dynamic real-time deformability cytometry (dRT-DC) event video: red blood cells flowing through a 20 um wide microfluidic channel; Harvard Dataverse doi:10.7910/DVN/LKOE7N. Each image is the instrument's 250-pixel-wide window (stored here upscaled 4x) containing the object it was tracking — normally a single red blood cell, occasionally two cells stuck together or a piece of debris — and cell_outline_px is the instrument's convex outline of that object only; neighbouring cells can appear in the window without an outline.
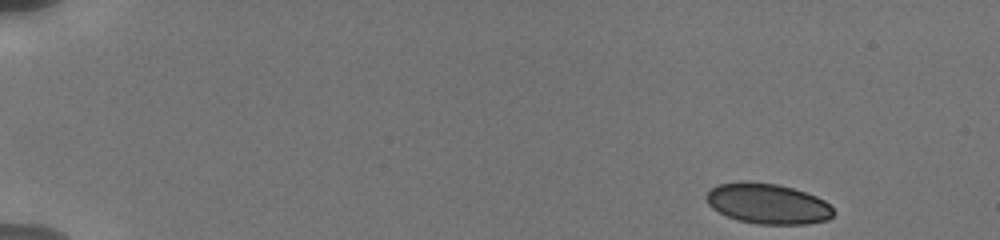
{"species": "human", "species_latin": "Homo sapiens", "temperature_condition": "cold", "stored_images_in_passage": 16, "camera_frame_rate_fps": 3000, "um_per_image_px": 0.085, "donor": {"sex": "male"}, "frame": {"image": 1, "passage_image": 1, "time_ms": 0.0, "image_size_px": [1000, 240], "cell_outline_px": [[832, 216], [828, 220], [808, 224], [756, 224], [740, 220], [728, 216], [712, 208], [708, 204], [704, 196], [716, 184], [744, 180], [776, 184], [792, 188], [816, 196], [824, 200], [832, 208]], "centroid_in_image_um": [65.23, 17.3], "position_along_channel_um": 19.8, "area_um2": 29.94}}
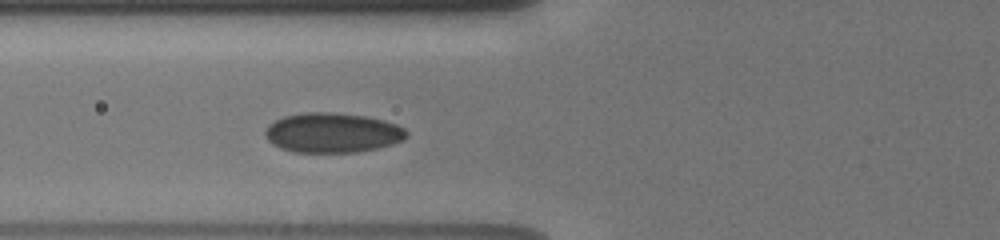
{"frame": {"image": 2, "passage_image": 14, "time_ms": 5.667, "image_size_px": [1000, 240], "cell_outline_px": [[408, 136], [404, 140], [392, 144], [376, 148], [356, 152], [292, 152], [280, 148], [272, 144], [264, 136], [264, 132], [268, 124], [284, 116], [304, 112], [332, 112], [364, 116], [384, 120], [396, 124], [404, 128], [408, 132]], "centroid_in_image_um": [28.24, 11.28], "position_along_channel_um": 97.6, "area_um2": 32.95}}
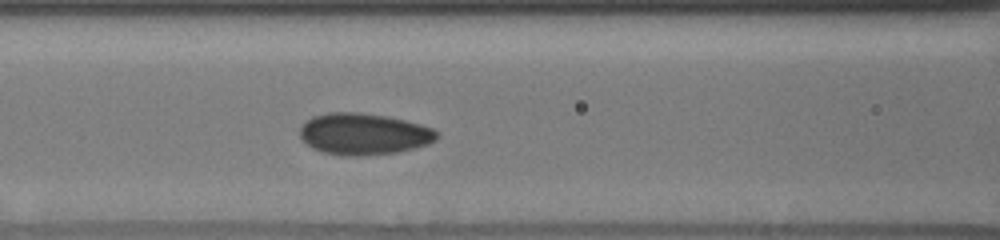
{"frame": {"image": 3, "passage_image": 16, "time_ms": 6.667, "image_size_px": [1000, 240], "cell_outline_px": [[440, 136], [436, 140], [428, 144], [396, 152], [360, 156], [344, 156], [324, 152], [312, 148], [300, 136], [300, 128], [312, 116], [328, 112], [356, 112], [384, 116], [404, 120], [420, 124], [432, 128], [440, 132]], "centroid_in_image_um": [30.94, 11.39], "position_along_channel_um": 135.7, "area_um2": 33.0}}